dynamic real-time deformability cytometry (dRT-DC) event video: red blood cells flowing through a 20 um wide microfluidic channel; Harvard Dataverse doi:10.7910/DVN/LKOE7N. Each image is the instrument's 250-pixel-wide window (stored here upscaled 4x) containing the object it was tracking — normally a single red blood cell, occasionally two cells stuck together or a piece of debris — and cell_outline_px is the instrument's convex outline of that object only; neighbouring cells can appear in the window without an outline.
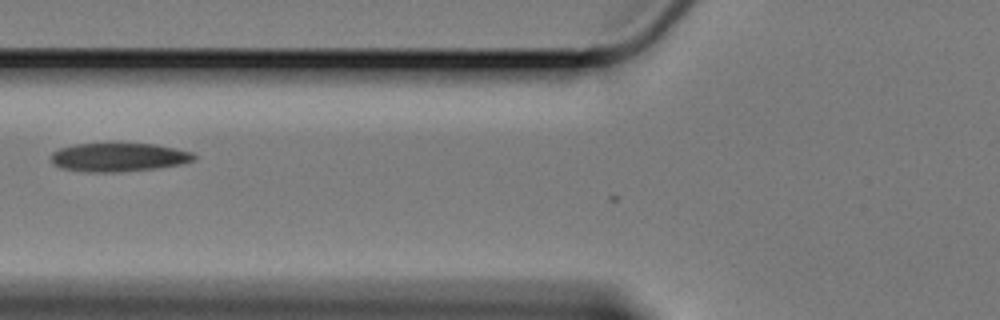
{"species": "Egyptian fruit bat (a non-hibernating species)", "species_latin": "Rousettus aegyptiacus", "temperature_condition": "cold", "stored_images_in_passage": 4, "camera_frame_rate_fps": 3000, "um_per_image_px": 0.085, "animal": {"sex": "female"}, "frame": {"image": 1, "passage_image": 3, "time_ms": 0.667, "image_size_px": [1000, 320], "cell_outline_px": [[196, 160], [180, 164], [156, 168], [112, 172], [88, 172], [60, 168], [52, 164], [48, 156], [52, 152], [60, 148], [76, 144], [156, 144], [176, 148], [192, 152], [196, 156]], "centroid_in_image_um": [10.05, 13.37], "position_along_channel_um": 115.8, "area_um2": 23.87}}